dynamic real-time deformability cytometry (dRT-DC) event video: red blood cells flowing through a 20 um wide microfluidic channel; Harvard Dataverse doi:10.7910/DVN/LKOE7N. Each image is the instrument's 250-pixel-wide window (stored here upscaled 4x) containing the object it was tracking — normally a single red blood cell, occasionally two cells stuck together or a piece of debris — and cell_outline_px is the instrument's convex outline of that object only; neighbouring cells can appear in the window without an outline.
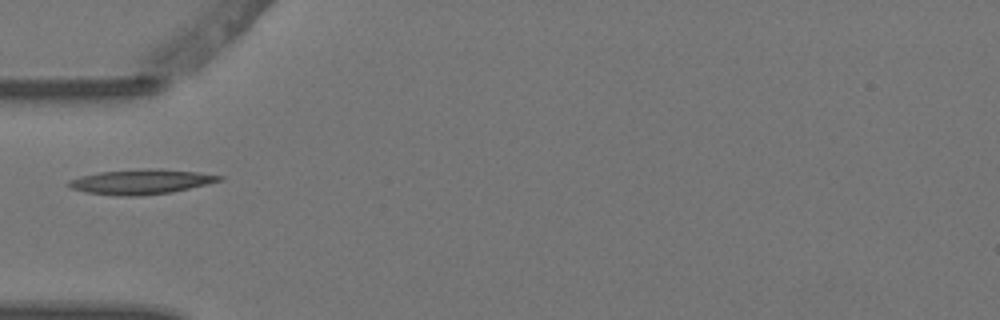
{"species": "Egyptian fruit bat (a non-hibernating species)", "species_latin": "Rousettus aegyptiacus", "temperature_condition": "warm", "stored_images_in_passage": 3, "camera_frame_rate_fps": 3000, "um_per_image_px": 0.085, "animal": {"sex": "female"}, "frame": {"image": 1, "passage_image": 3, "time_ms": 0.667, "image_size_px": [1000, 320], "cell_outline_px": [[224, 180], [208, 184], [172, 192], [140, 196], [120, 196], [84, 192], [72, 188], [64, 184], [68, 180], [80, 176], [100, 172], [148, 168], [160, 168], [196, 172], [224, 176]], "centroid_in_image_um": [11.98, 15.45], "position_along_channel_um": 73.0, "area_um2": 22.02}}